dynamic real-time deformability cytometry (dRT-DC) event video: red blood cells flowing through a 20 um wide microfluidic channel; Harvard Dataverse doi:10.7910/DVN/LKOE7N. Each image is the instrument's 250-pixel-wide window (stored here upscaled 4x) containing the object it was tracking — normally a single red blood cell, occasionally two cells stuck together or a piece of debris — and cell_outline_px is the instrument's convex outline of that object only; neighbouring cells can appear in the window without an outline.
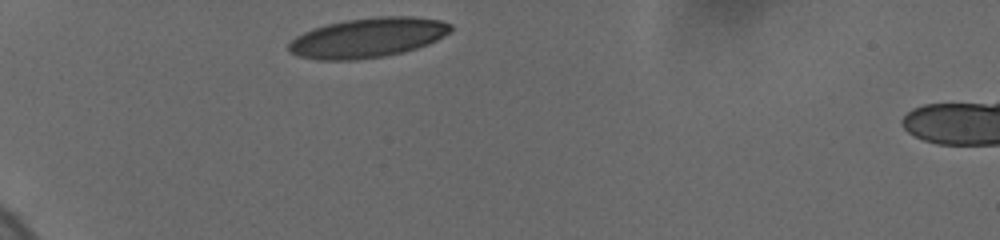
{"species": "human", "species_latin": "Homo sapiens", "temperature_condition": "cold", "stored_images_in_passage": 3, "camera_frame_rate_fps": 3000, "um_per_image_px": 0.085, "donor": {"sex": "female"}, "frame": {"image": 1, "passage_image": 1, "time_ms": 0.0, "image_size_px": [1000, 240], "cell_outline_px": [[452, 32], [428, 44], [416, 48], [384, 56], [356, 60], [320, 60], [300, 56], [288, 52], [288, 44], [296, 36], [312, 28], [328, 24], [348, 20], [380, 16], [412, 16], [440, 20], [452, 24]], "centroid_in_image_um": [31.27, 3.2], "position_along_channel_um": 53.7, "area_um2": 37.4}}